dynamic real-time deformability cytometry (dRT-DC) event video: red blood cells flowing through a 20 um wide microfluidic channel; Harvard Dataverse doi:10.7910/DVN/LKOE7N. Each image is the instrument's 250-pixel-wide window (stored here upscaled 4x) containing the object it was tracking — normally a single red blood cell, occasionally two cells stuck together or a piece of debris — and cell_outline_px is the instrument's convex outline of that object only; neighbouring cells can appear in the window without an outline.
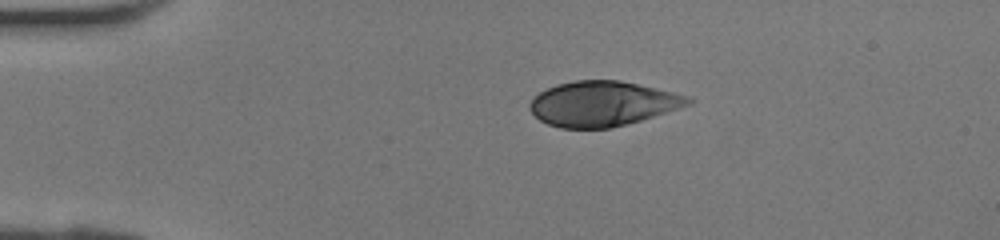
{"species": "human", "species_latin": "Homo sapiens", "temperature_condition": "room temperature", "stored_images_in_passage": 34, "camera_frame_rate_fps": 3000, "um_per_image_px": 0.085, "donor": {"sex": "female"}, "frame": {"image": 1, "passage_image": 1, "time_ms": 0.0, "image_size_px": [1000, 240], "cell_outline_px": [[692, 104], [628, 124], [608, 128], [560, 128], [548, 124], [540, 120], [528, 108], [528, 104], [540, 92], [556, 84], [576, 80], [620, 80], [672, 92], [688, 96], [692, 100]], "centroid_in_image_um": [51.2, 8.81], "position_along_channel_um": 33.8, "area_um2": 41.21}}
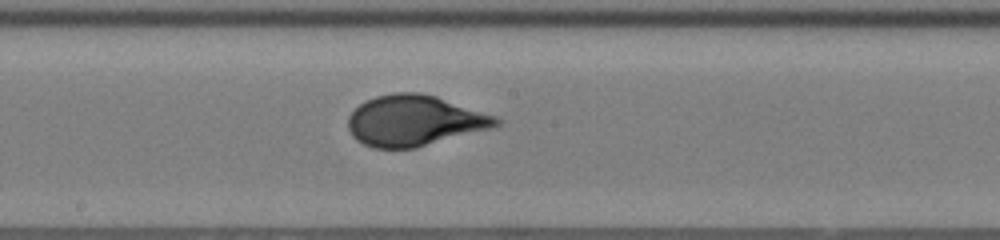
{"frame": {"image": 2, "passage_image": 15, "time_ms": 4.667, "image_size_px": [1000, 240], "cell_outline_px": [[500, 124], [492, 128], [416, 148], [372, 148], [356, 140], [352, 136], [348, 128], [348, 116], [364, 100], [376, 96], [396, 92], [416, 92], [436, 96], [496, 116], [500, 120]], "centroid_in_image_um": [35.21, 10.26], "position_along_channel_um": 213.0, "area_um2": 43.75}}
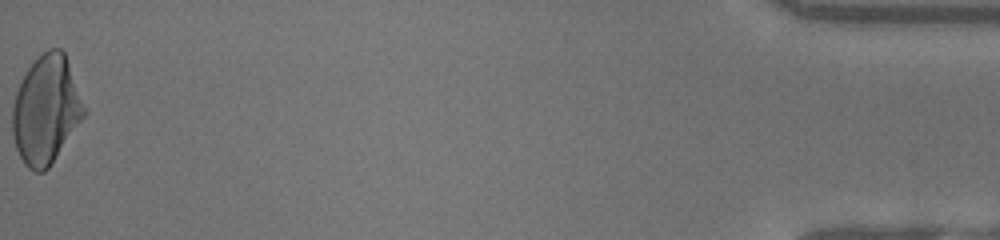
{"frame": {"image": 3, "passage_image": 34, "time_ms": 11.0, "image_size_px": [1000, 240], "cell_outline_px": [[88, 112], [48, 168], [44, 172], [36, 172], [28, 168], [24, 164], [16, 148], [12, 136], [12, 108], [16, 92], [28, 68], [48, 48], [60, 48], [64, 52]], "centroid_in_image_um": [3.92, 9.36], "position_along_channel_um": 431.3, "area_um2": 45.03}}